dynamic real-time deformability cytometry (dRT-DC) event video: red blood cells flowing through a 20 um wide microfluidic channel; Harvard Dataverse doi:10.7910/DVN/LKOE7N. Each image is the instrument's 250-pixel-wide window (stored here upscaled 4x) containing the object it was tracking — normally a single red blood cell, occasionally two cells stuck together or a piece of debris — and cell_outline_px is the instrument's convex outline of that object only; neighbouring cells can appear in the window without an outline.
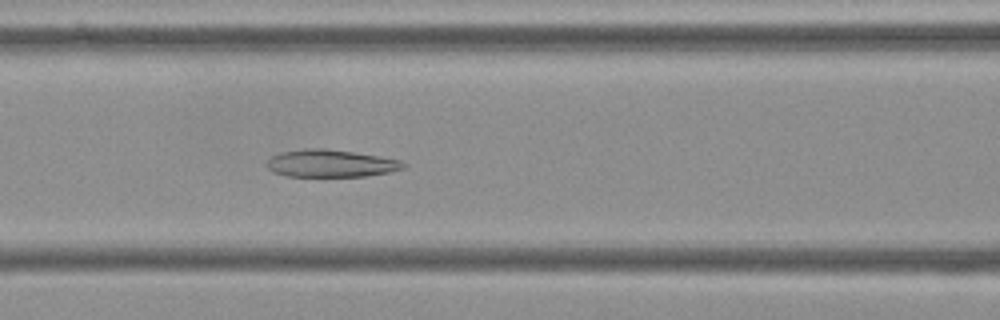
{"species": "Egyptian fruit bat (a non-hibernating species)", "species_latin": "Rousettus aegyptiacus", "temperature_condition": "cold", "stored_images_in_passage": 42, "camera_frame_rate_fps": 3000, "um_per_image_px": 0.085, "frame": {"image": 1, "passage_image": 10, "time_ms": 3.0, "image_size_px": [1000, 320], "cell_outline_px": [[408, 164], [404, 168], [388, 172], [364, 176], [284, 176], [272, 172], [268, 168], [268, 160], [272, 156], [280, 152], [308, 148], [324, 148], [352, 152], [400, 160]], "centroid_in_image_um": [28.09, 13.89], "position_along_channel_um": 138.5, "area_um2": 21.62}}
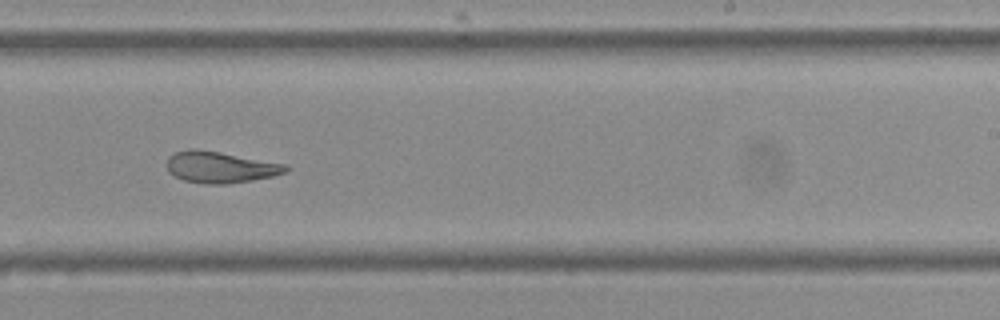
{"frame": {"image": 2, "passage_image": 21, "time_ms": 6.667, "image_size_px": [1000, 320], "cell_outline_px": [[288, 172], [272, 176], [252, 180], [228, 184], [208, 184], [184, 180], [168, 172], [168, 156], [176, 152], [188, 148], [196, 148], [220, 152], [288, 164]], "centroid_in_image_um": [18.75, 14.2], "position_along_channel_um": 270.3, "area_um2": 21.79}}
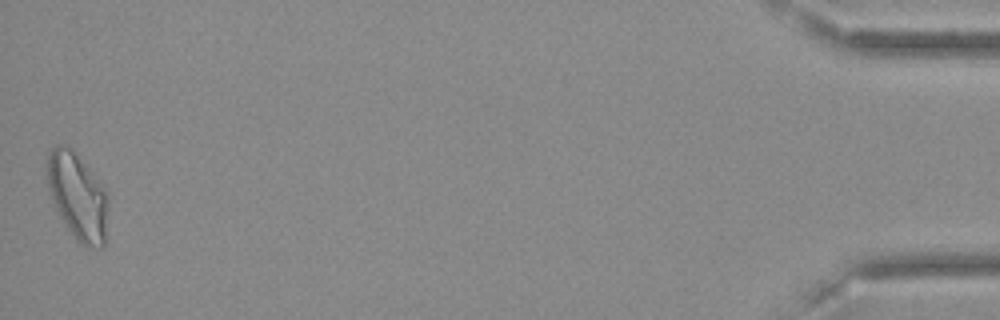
{"frame": {"image": 3, "passage_image": 42, "time_ms": 13.667, "image_size_px": [1000, 320], "cell_outline_px": [[108, 204], [104, 248], [84, 248], [76, 240], [68, 228], [56, 208], [52, 200], [48, 188], [48, 152], [56, 144], [60, 144], [72, 148], [100, 180], [108, 196]], "centroid_in_image_um": [6.63, 16.7], "position_along_channel_um": 428.6, "area_um2": 30.98}, "authors_computed_cell_mechanics": {"area_um2": 22.8888, "velocity_mm_per_s": 3.5968, "shape_relaxation_time_tau1_ms": 10.4921, "shape_relaxation_time_tau2_ms": 2.008, "deformation_change_tau1": 0.2159, "deformation_change_tau2": 0.1035}}